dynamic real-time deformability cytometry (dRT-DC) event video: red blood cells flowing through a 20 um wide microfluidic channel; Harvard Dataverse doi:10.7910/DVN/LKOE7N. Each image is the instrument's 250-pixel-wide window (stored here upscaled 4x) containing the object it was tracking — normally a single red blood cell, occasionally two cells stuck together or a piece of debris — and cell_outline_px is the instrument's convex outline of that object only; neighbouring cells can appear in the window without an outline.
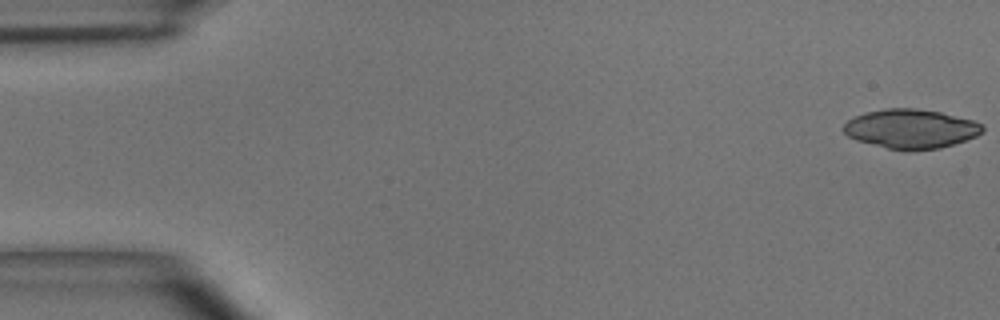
{"species": "common noctule bat (a hibernating species)", "species_latin": "Nyctalus noctula", "temperature_condition": "room temperature", "stored_images_in_passage": 48, "camera_frame_rate_fps": 3000, "um_per_image_px": 0.085, "animal": {"sex": "male", "body_mass_g": 15.6}, "frame": {"image": 1, "passage_image": 1, "time_ms": 0.0, "image_size_px": [1000, 320], "cell_outline_px": [[984, 128], [976, 136], [940, 148], [908, 152], [904, 152], [856, 140], [848, 136], [844, 132], [844, 124], [848, 120], [864, 112], [884, 108], [916, 108], [940, 112], [972, 120], [980, 124]], "centroid_in_image_um": [77.38, 10.96], "position_along_channel_um": 7.6, "area_um2": 31.73}}